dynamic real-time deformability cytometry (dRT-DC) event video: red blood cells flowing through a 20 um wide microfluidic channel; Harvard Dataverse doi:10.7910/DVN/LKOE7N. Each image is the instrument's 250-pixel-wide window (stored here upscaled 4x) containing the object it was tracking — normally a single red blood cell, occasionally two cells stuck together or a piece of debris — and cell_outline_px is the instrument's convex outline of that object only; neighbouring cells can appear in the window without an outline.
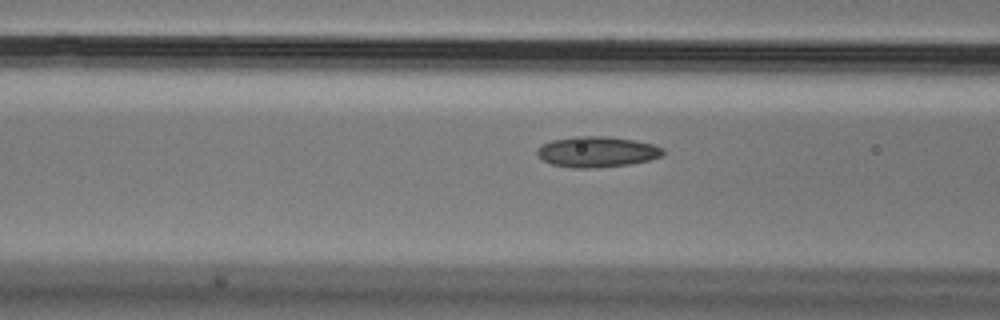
{"species": "Egyptian fruit bat (a non-hibernating species)", "species_latin": "Rousettus aegyptiacus", "temperature_condition": "cold", "stored_images_in_passage": 9, "camera_frame_rate_fps": 3000, "um_per_image_px": 0.085, "animal": {"sex": "male"}, "frame": {"image": 1, "passage_image": 7, "time_ms": 2.0, "image_size_px": [1000, 320], "cell_outline_px": [[664, 156], [648, 160], [628, 164], [596, 168], [576, 168], [552, 164], [544, 160], [536, 152], [536, 148], [540, 144], [552, 140], [576, 136], [608, 136], [636, 140], [652, 144], [664, 148]], "centroid_in_image_um": [50.75, 12.89], "position_along_channel_um": 115.8, "area_um2": 22.6}}